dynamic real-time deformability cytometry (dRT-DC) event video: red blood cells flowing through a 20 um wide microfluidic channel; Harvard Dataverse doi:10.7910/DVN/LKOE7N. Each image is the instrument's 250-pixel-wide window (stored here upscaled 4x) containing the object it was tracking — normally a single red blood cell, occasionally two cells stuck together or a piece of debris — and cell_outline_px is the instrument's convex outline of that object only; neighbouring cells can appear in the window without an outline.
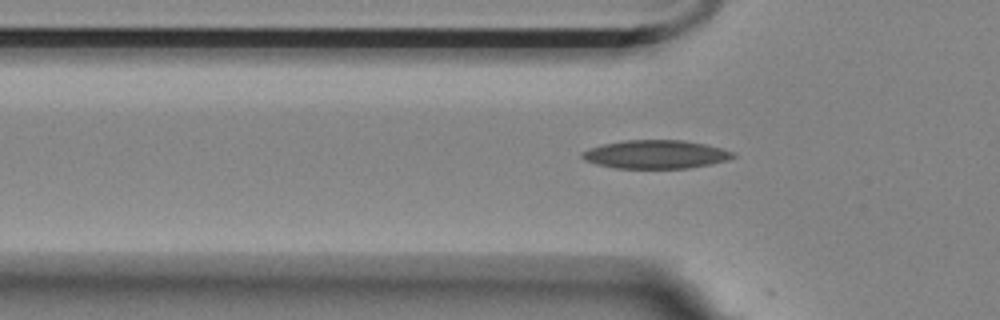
{"species": "Egyptian fruit bat (a non-hibernating species)", "species_latin": "Rousettus aegyptiacus", "temperature_condition": "room temperature", "stored_images_in_passage": 6, "camera_frame_rate_fps": 3000, "um_per_image_px": 0.085, "animal": {"sex": "female"}, "frame": {"image": 1, "passage_image": 4, "time_ms": 1.0, "image_size_px": [1000, 320], "cell_outline_px": [[736, 156], [728, 160], [688, 168], [616, 168], [596, 164], [580, 156], [580, 152], [604, 144], [624, 140], [684, 140], [704, 144], [720, 148], [732, 152]], "centroid_in_image_um": [55.73, 13.12], "position_along_channel_um": 70.1, "area_um2": 24.68}}